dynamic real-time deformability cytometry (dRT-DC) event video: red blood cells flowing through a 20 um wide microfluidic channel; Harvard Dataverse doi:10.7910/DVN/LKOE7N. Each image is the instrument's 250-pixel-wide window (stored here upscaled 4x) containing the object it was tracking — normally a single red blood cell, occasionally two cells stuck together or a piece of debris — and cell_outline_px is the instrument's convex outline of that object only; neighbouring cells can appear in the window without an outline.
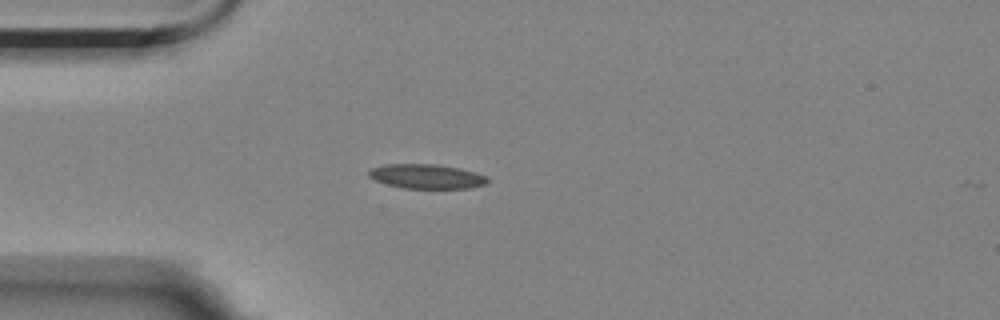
{"species": "Egyptian fruit bat (a non-hibernating species)", "species_latin": "Rousettus aegyptiacus", "temperature_condition": "room temperature", "stored_images_in_passage": 43, "camera_frame_rate_fps": 3000, "um_per_image_px": 0.085, "animal": {"sex": "female"}, "frame": {"image": 1, "passage_image": 1, "time_ms": 0.0, "image_size_px": [1000, 320], "cell_outline_px": [[488, 180], [484, 184], [468, 188], [404, 188], [388, 184], [376, 180], [368, 176], [368, 168], [384, 164], [436, 164], [456, 168], [488, 176]], "centroid_in_image_um": [36.19, 14.98], "position_along_channel_um": 48.8, "area_um2": 16.7}}
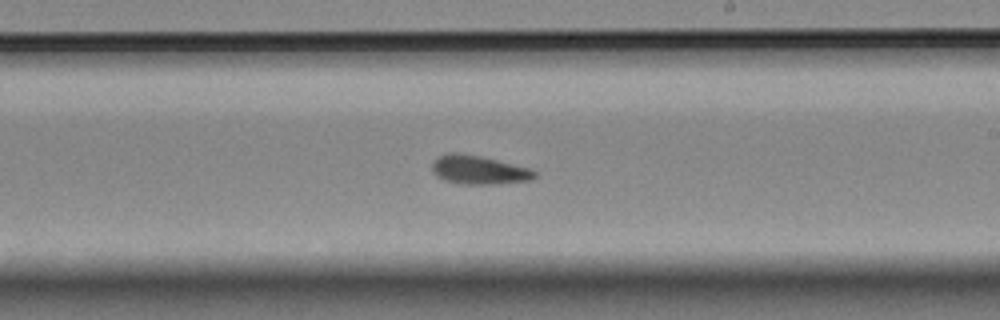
{"frame": {"image": 2, "passage_image": 19, "time_ms": 6.0, "image_size_px": [1000, 320], "cell_outline_px": [[536, 176], [532, 180], [496, 184], [460, 184], [444, 180], [436, 176], [432, 172], [432, 160], [436, 156], [448, 152], [456, 152], [480, 156], [532, 168], [536, 172]], "centroid_in_image_um": [40.67, 14.43], "position_along_channel_um": 248.3, "area_um2": 17.51}}
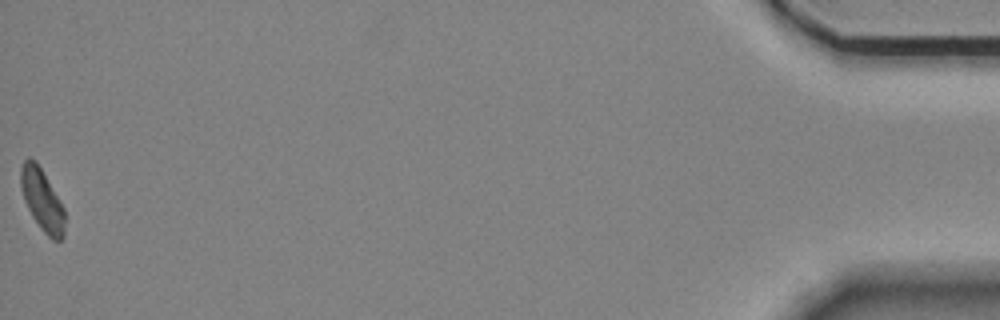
{"frame": {"image": 3, "passage_image": 43, "time_ms": 14.0, "image_size_px": [1000, 320], "cell_outline_px": [[64, 236], [60, 240], [52, 240], [40, 228], [32, 216], [24, 200], [20, 188], [20, 168], [24, 160], [28, 156], [36, 160], [64, 208]], "centroid_in_image_um": [3.55, 16.97], "position_along_channel_um": 431.6, "area_um2": 15.84}, "authors_computed_cell_mechanics": {"area_um2": 16.2418, "velocity_mm_per_s": 3.5052, "shape_relaxation_time_tau1_ms": null, "shape_relaxation_time_tau2_ms": 1.6197, "deformation_change_tau1": null, "deformation_change_tau2": 0.0935}}